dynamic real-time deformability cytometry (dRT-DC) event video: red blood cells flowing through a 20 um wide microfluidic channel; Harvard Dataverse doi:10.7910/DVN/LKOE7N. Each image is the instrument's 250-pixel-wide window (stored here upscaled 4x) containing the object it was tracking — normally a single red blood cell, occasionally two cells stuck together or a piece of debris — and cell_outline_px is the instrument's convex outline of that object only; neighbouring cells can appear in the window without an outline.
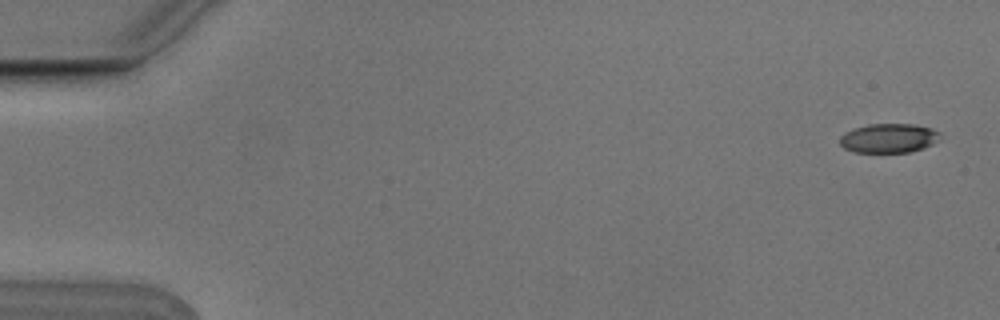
{"species": "Egyptian fruit bat (a non-hibernating species)", "species_latin": "Rousettus aegyptiacus", "temperature_condition": "cold", "stored_images_in_passage": 6, "camera_frame_rate_fps": 3000, "um_per_image_px": 0.085, "animal": {"sex": "male"}, "frame": {"image": 1, "passage_image": 1, "time_ms": 0.0, "image_size_px": [1000, 320], "cell_outline_px": [[940, 140], [924, 148], [908, 152], [852, 152], [844, 148], [840, 144], [840, 136], [844, 132], [852, 128], [868, 124], [912, 124], [932, 128], [940, 132]], "centroid_in_image_um": [75.53, 11.74], "position_along_channel_um": 9.5, "area_um2": 17.28}}